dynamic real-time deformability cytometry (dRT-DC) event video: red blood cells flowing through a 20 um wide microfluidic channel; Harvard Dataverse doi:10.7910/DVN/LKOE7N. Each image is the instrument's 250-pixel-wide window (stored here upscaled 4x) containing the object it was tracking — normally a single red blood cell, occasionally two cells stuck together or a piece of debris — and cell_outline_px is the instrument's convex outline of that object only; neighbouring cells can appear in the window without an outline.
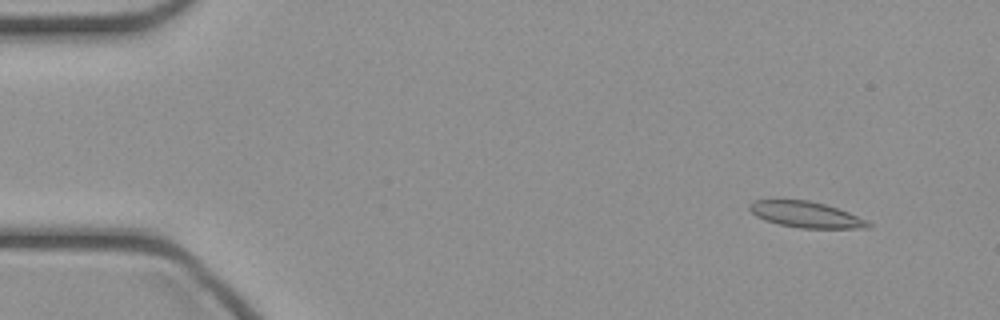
{"species": "common noctule bat (a hibernating species)", "species_latin": "Nyctalus noctula", "temperature_condition": "cold", "stored_images_in_passage": 46, "camera_frame_rate_fps": 3000, "um_per_image_px": 0.085, "animal": {"sex": "female", "body_mass_g": 21.9}, "frame": {"image": 1, "passage_image": 4, "time_ms": 1.0, "image_size_px": [1000, 320], "cell_outline_px": [[872, 228], [800, 228], [780, 224], [764, 220], [756, 216], [748, 208], [756, 200], [808, 200], [824, 204], [848, 212], [868, 220], [872, 224]], "centroid_in_image_um": [68.56, 18.25], "position_along_channel_um": 16.4, "area_um2": 17.8}}
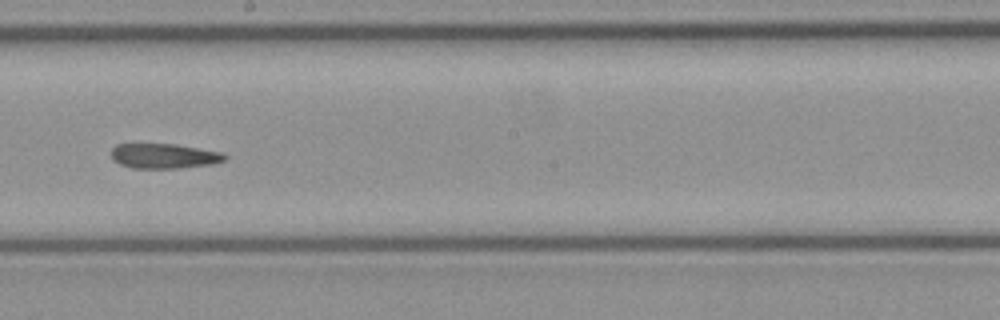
{"frame": {"image": 2, "passage_image": 26, "time_ms": 8.333, "image_size_px": [1000, 320], "cell_outline_px": [[228, 156], [224, 160], [212, 164], [180, 168], [132, 168], [120, 164], [112, 160], [112, 148], [116, 144], [176, 144], [224, 152]], "centroid_in_image_um": [13.96, 13.26], "position_along_channel_um": 234.2, "area_um2": 16.59}}
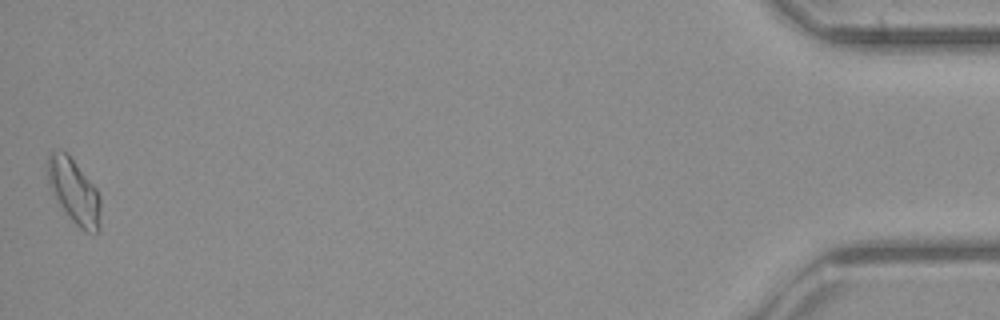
{"frame": {"image": 3, "passage_image": 46, "time_ms": 15.0, "image_size_px": [1000, 320], "cell_outline_px": [[100, 228], [96, 232], [84, 232], [68, 216], [60, 204], [48, 184], [48, 152], [68, 152], [96, 188], [100, 196]], "centroid_in_image_um": [6.32, 16.26], "position_along_channel_um": 428.9, "area_um2": 19.71}}